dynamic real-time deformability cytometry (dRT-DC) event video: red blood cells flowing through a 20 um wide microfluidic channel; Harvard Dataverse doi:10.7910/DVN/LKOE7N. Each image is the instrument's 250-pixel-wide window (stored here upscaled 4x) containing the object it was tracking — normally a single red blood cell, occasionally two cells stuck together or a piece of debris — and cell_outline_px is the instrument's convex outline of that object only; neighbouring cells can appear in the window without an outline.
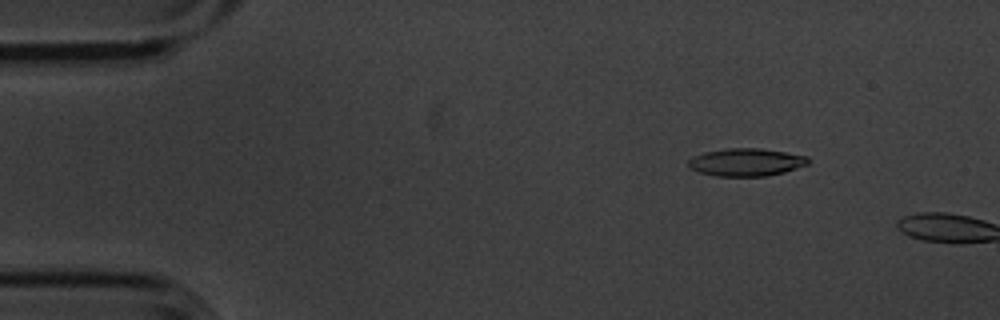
{"species": "common noctule bat (a hibernating species)", "species_latin": "Nyctalus noctula", "temperature_condition": "cold", "stored_images_in_passage": 3, "camera_frame_rate_fps": 3000, "um_per_image_px": 0.085, "animal": {"sex": "male", "body_mass_g": 20.1, "forearm_length_mm": 53.5}, "frame": {"image": 1, "passage_image": 2, "time_ms": 0.333, "image_size_px": [1000, 320], "cell_outline_px": [[808, 164], [784, 172], [764, 176], [716, 176], [700, 172], [688, 168], [688, 160], [692, 156], [704, 152], [728, 148], [760, 148], [808, 156]], "centroid_in_image_um": [63.38, 13.78], "position_along_channel_um": 21.6, "area_um2": 19.31}}